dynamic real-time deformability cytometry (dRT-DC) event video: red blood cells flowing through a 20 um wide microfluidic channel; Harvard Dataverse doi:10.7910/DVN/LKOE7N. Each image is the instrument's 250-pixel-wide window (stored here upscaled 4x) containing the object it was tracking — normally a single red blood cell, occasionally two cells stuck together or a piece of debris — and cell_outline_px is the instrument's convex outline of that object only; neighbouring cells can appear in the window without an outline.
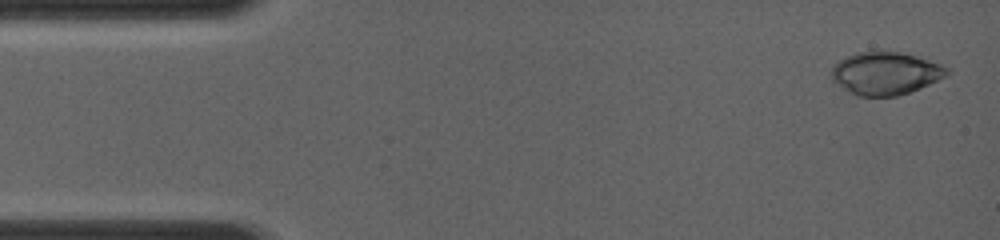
{"species": "common noctule bat (a hibernating species)", "species_latin": "Nyctalus noctula", "temperature_condition": "room temperature", "stored_images_in_passage": 9, "camera_frame_rate_fps": 4000, "um_per_image_px": 0.085, "animal": {"sex": "female", "body_mass_g": 19.0, "forearm_length_mm": 56.7}, "frame": {"image": 1, "passage_image": 1, "time_ms": 0.0, "image_size_px": [1000, 240], "cell_outline_px": [[952, 72], [948, 76], [920, 88], [896, 96], [860, 96], [848, 92], [832, 80], [832, 64], [848, 56], [860, 52], [884, 48], [916, 56], [940, 64], [948, 68]], "centroid_in_image_um": [75.28, 6.2], "position_along_channel_um": 9.7, "area_um2": 29.19}}
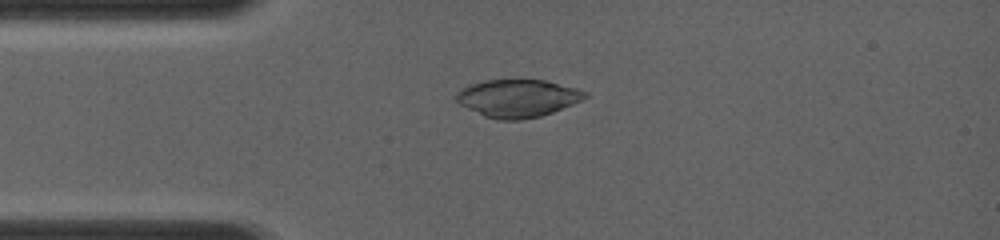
{"frame": {"image": 2, "passage_image": 7, "time_ms": 2.75, "image_size_px": [1000, 240], "cell_outline_px": [[588, 96], [572, 104], [552, 112], [540, 116], [520, 120], [500, 120], [484, 116], [460, 104], [456, 100], [456, 92], [460, 88], [468, 84], [484, 80], [544, 80], [576, 88], [588, 92]], "centroid_in_image_um": [43.97, 8.34], "position_along_channel_um": 41.0, "area_um2": 28.15}}